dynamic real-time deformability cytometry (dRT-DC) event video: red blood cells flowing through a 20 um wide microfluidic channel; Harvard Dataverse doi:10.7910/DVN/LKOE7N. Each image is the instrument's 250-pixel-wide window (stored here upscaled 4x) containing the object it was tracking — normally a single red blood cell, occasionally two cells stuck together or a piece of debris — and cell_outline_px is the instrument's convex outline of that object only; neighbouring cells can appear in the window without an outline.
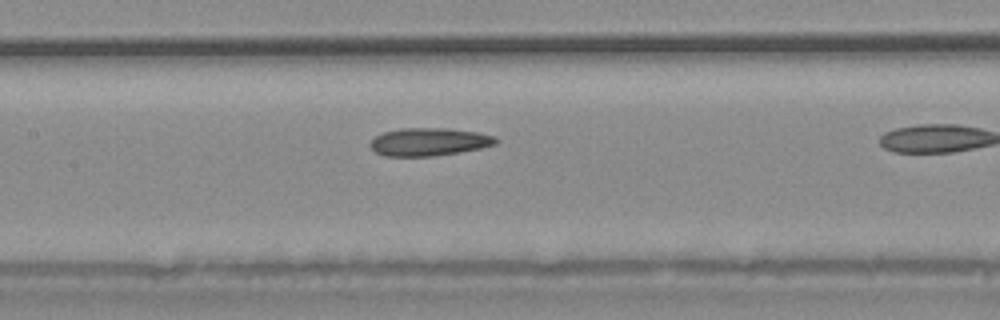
{"species": "common noctule bat (a hibernating species)", "species_latin": "Nyctalus noctula", "temperature_condition": "warm", "stored_images_in_passage": 12, "camera_frame_rate_fps": 3000, "um_per_image_px": 0.085, "animal": {"sex": "male", "body_mass_g": 20.4}, "frame": {"image": 1, "passage_image": 7, "time_ms": 2.0, "image_size_px": [1000, 320], "cell_outline_px": [[500, 140], [496, 144], [480, 148], [460, 152], [432, 156], [384, 156], [376, 152], [368, 144], [376, 136], [384, 132], [400, 128], [448, 128], [476, 132], [496, 136]], "centroid_in_image_um": [36.48, 12.05], "position_along_channel_um": 170.9, "area_um2": 20.46}}